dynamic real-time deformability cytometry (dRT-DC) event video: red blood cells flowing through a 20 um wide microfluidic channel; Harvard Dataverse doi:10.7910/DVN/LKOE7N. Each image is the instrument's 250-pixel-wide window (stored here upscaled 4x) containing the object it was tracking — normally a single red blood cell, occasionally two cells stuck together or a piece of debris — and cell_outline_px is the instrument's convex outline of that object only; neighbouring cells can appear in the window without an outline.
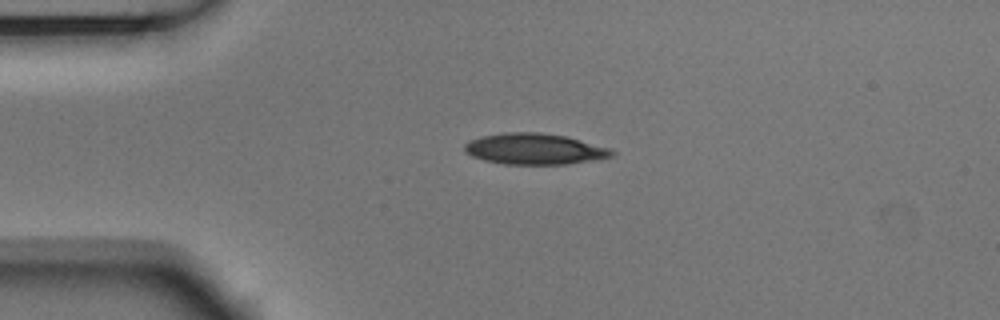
{"species": "Egyptian fruit bat (a non-hibernating species)", "species_latin": "Rousettus aegyptiacus", "temperature_condition": "room temperature", "stored_images_in_passage": 2, "camera_frame_rate_fps": 3000, "um_per_image_px": 0.085, "animal": {"sex": "male"}, "frame": {"image": 1, "passage_image": 1, "time_ms": 0.0, "image_size_px": [1000, 320], "cell_outline_px": [[616, 156], [600, 160], [564, 164], [504, 164], [484, 160], [472, 156], [464, 152], [464, 144], [468, 140], [480, 136], [504, 132], [540, 132], [568, 136], [612, 148], [616, 152]], "centroid_in_image_um": [45.5, 12.65], "position_along_channel_um": 39.5, "area_um2": 27.28}}